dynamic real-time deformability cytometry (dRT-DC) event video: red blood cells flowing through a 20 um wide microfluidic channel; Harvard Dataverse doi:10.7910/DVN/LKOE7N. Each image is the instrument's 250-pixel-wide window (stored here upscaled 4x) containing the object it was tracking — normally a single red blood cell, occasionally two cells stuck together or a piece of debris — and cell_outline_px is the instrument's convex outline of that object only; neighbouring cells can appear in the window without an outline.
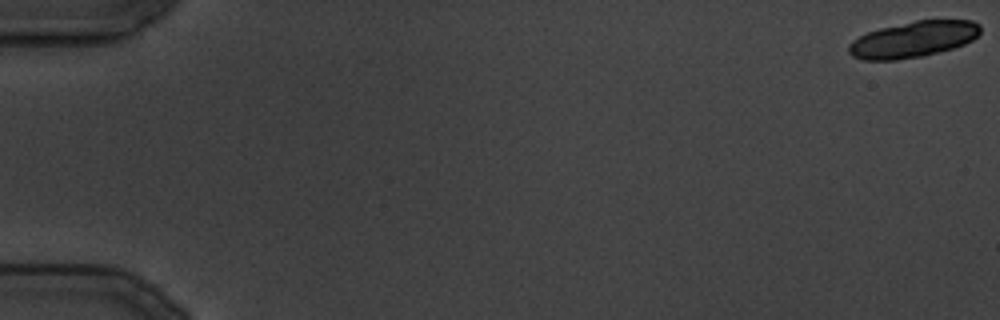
{"species": "common noctule bat (a hibernating species)", "species_latin": "Nyctalus noctula", "temperature_condition": "cold", "stored_images_in_passage": 15, "camera_frame_rate_fps": 3000, "um_per_image_px": 0.085, "animal": {"sex": "male", "body_mass_g": 19.5, "forearm_length_mm": 54.6}, "frame": {"image": 1, "passage_image": 1, "time_ms": 0.0, "image_size_px": [1000, 320], "cell_outline_px": [[980, 32], [972, 40], [964, 44], [952, 48], [924, 56], [896, 60], [864, 60], [852, 56], [848, 52], [848, 44], [852, 40], [868, 32], [880, 28], [916, 20], [972, 20], [980, 24]], "centroid_in_image_um": [77.61, 3.35], "position_along_channel_um": 7.4, "area_um2": 27.63}}